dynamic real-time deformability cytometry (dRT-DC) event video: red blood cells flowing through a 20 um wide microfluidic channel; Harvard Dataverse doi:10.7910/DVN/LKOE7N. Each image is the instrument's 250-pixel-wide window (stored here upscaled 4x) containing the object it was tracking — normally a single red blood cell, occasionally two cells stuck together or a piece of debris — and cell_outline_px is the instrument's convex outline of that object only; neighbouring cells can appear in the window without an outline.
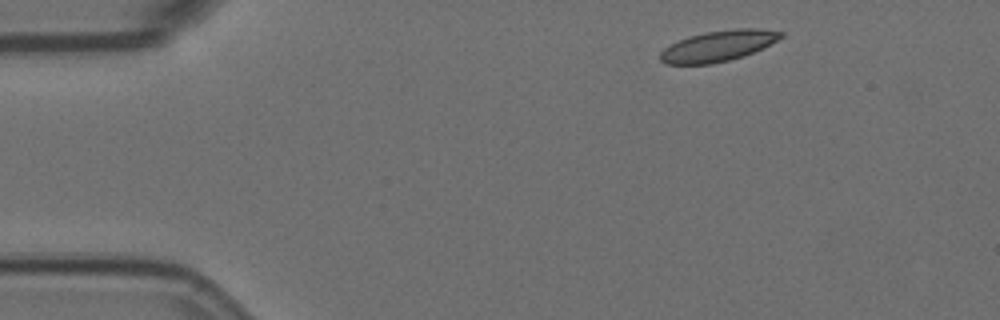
{"species": "Egyptian fruit bat (a non-hibernating species)", "species_latin": "Rousettus aegyptiacus", "temperature_condition": "room temperature", "stored_images_in_passage": 13, "camera_frame_rate_fps": 3000, "um_per_image_px": 0.085, "animal": {"sex": "female"}, "frame": {"image": 1, "passage_image": 1, "time_ms": 0.0, "image_size_px": [1000, 320], "cell_outline_px": [[784, 36], [744, 56], [712, 64], [668, 64], [660, 60], [660, 52], [664, 48], [688, 36], [704, 32], [732, 28], [760, 28], [784, 32]], "centroid_in_image_um": [61.04, 3.89], "position_along_channel_um": 24.0, "area_um2": 21.5}}
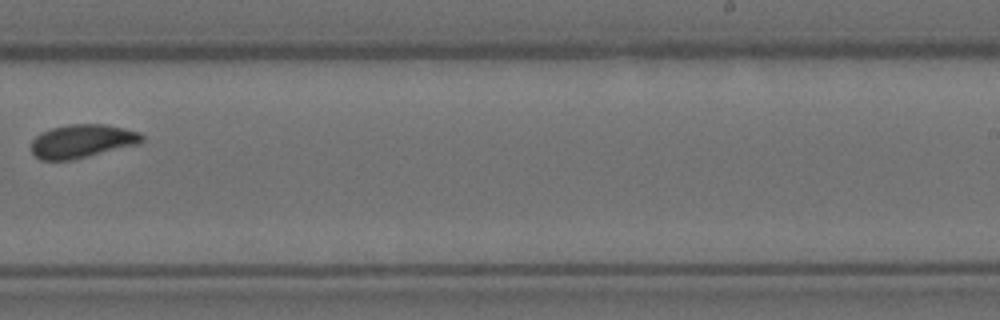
{"frame": {"image": 2, "passage_image": 8, "time_ms": 2.333, "image_size_px": [1000, 320], "cell_outline_px": [[144, 140], [140, 144], [72, 160], [40, 160], [32, 152], [32, 140], [36, 136], [52, 128], [68, 124], [108, 124], [140, 132], [144, 136]], "centroid_in_image_um": [7.03, 11.99], "position_along_channel_um": 282.0, "area_um2": 21.68}}
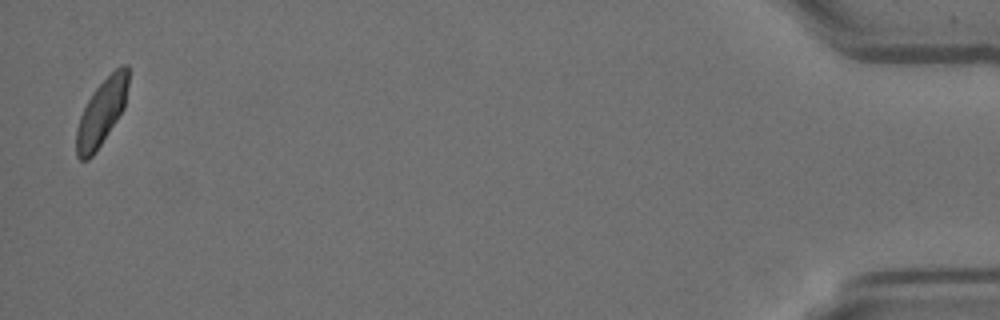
{"frame": {"image": 3, "passage_image": 13, "time_ms": 4.0, "image_size_px": [1000, 320], "cell_outline_px": [[128, 84], [124, 108], [96, 152], [88, 160], [80, 160], [76, 156], [76, 128], [80, 116], [92, 92], [120, 64], [128, 64]], "centroid_in_image_um": [8.62, 9.56], "position_along_channel_um": 426.6, "area_um2": 19.88}}